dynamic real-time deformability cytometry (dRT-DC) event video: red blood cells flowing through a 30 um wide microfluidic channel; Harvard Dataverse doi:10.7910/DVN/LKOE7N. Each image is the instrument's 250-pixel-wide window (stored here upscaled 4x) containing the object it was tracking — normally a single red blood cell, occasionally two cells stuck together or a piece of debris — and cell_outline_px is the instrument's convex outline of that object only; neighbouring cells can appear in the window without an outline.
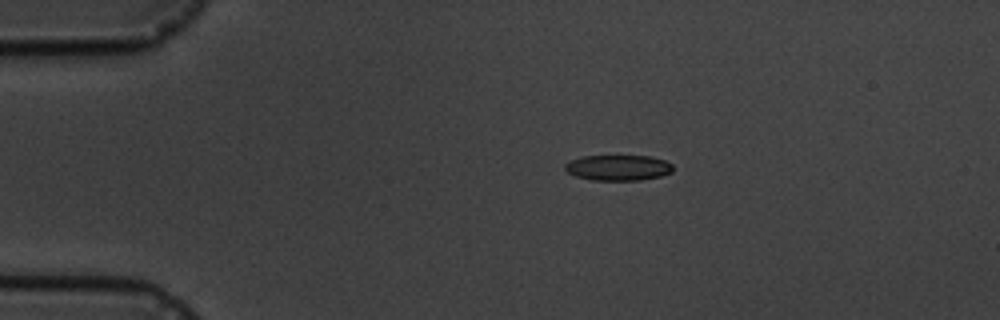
{"species": "common noctule bat (a hibernating species)", "species_latin": "Nyctalus noctula", "temperature_condition": "cold", "stored_images_in_passage": 5, "camera_frame_rate_fps": 3000, "um_per_image_px": 0.085, "animal": {"sex": "male", "body_mass_g": 19.5, "forearm_length_mm": 54.6}, "frame": {"image": 1, "passage_image": 1, "time_ms": 0.0, "image_size_px": [1000, 320], "cell_outline_px": [[672, 172], [660, 176], [640, 180], [592, 180], [576, 176], [568, 172], [564, 168], [564, 164], [580, 156], [652, 156], [664, 160], [672, 164]], "centroid_in_image_um": [52.54, 14.25], "position_along_channel_um": 32.5, "area_um2": 16.07}}
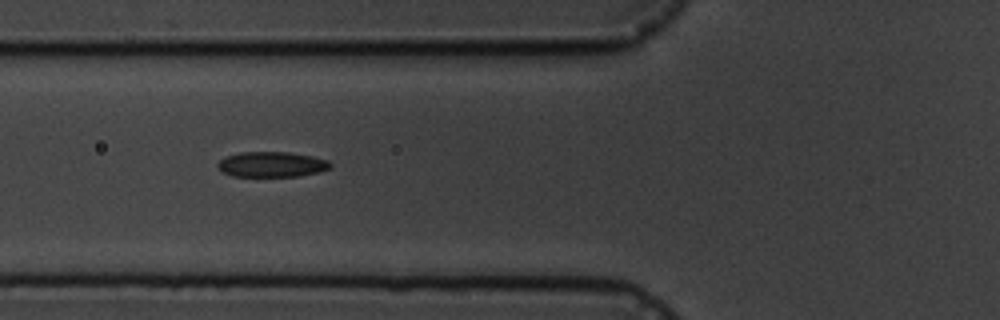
{"frame": {"image": 2, "passage_image": 4, "time_ms": 3.333, "image_size_px": [1000, 320], "cell_outline_px": [[332, 168], [320, 172], [300, 176], [232, 176], [224, 172], [216, 164], [224, 156], [240, 152], [288, 152], [312, 156], [328, 160], [332, 164]], "centroid_in_image_um": [23.13, 13.97], "position_along_channel_um": 102.7, "area_um2": 16.7}}
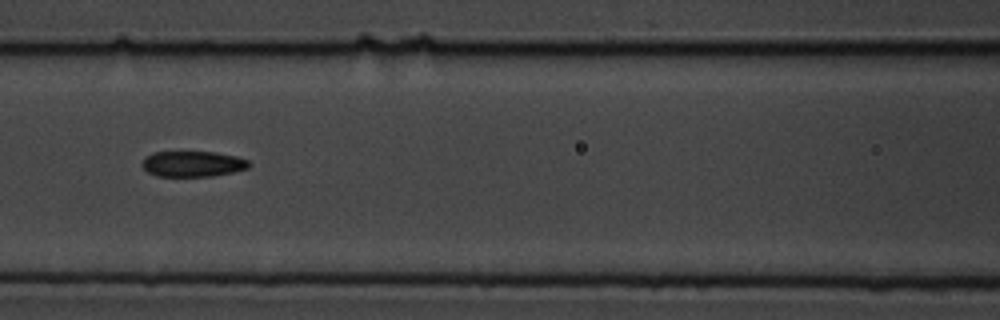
{"frame": {"image": 3, "passage_image": 5, "time_ms": 4.667, "image_size_px": [1000, 320], "cell_outline_px": [[252, 164], [248, 168], [232, 172], [212, 176], [156, 176], [148, 172], [140, 164], [144, 156], [152, 152], [216, 152], [236, 156], [248, 160]], "centroid_in_image_um": [16.36, 13.92], "position_along_channel_um": 150.2, "area_um2": 16.13}}